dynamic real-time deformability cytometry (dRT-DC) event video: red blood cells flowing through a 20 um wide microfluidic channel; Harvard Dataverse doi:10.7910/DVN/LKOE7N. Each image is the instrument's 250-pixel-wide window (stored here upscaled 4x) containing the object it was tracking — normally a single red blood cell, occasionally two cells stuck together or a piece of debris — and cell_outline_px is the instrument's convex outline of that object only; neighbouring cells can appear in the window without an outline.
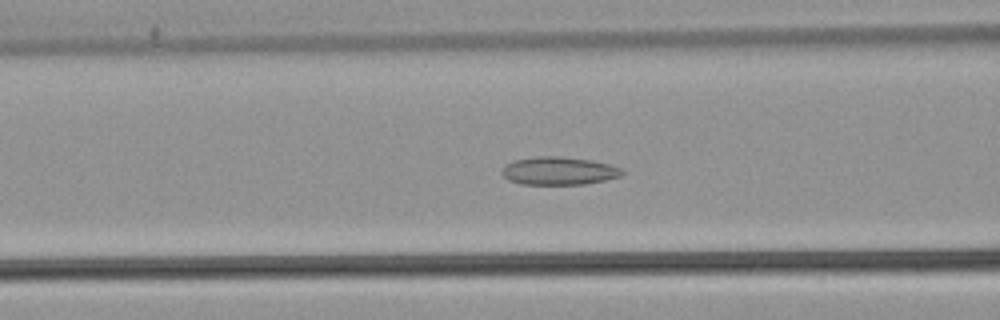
{"species": "common noctule bat (a hibernating species)", "species_latin": "Nyctalus noctula", "temperature_condition": "warm", "stored_images_in_passage": 52, "camera_frame_rate_fps": 3000, "um_per_image_px": 0.085, "animal": {"sex": "male", "body_mass_g": 21.5, "forearm_length_mm": 52.0}, "frame": {"image": 1, "passage_image": 21, "time_ms": 6.667, "image_size_px": [1000, 320], "cell_outline_px": [[624, 172], [620, 176], [604, 180], [584, 184], [520, 184], [508, 180], [500, 172], [504, 164], [512, 160], [536, 156], [556, 156], [592, 160], [612, 164], [620, 168]], "centroid_in_image_um": [47.45, 14.51], "position_along_channel_um": 119.1, "area_um2": 19.77}}
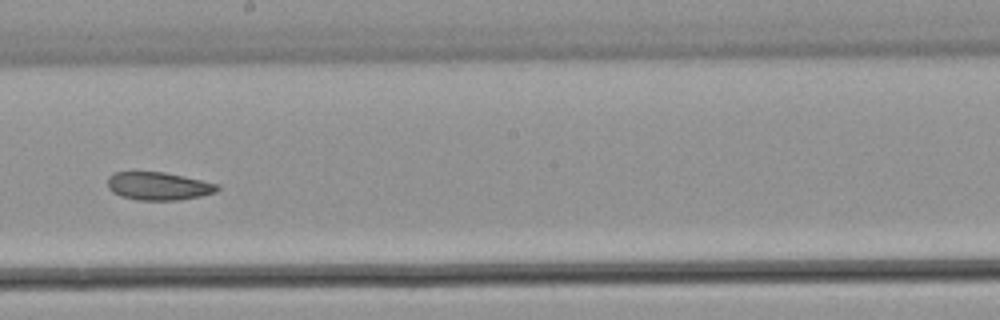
{"frame": {"image": 2, "passage_image": 30, "time_ms": 9.667, "image_size_px": [1000, 320], "cell_outline_px": [[220, 188], [216, 192], [200, 196], [180, 200], [136, 200], [120, 196], [112, 192], [108, 188], [108, 176], [112, 172], [164, 172], [184, 176], [220, 184]], "centroid_in_image_um": [13.47, 15.82], "position_along_channel_um": 234.7, "area_um2": 18.09}}
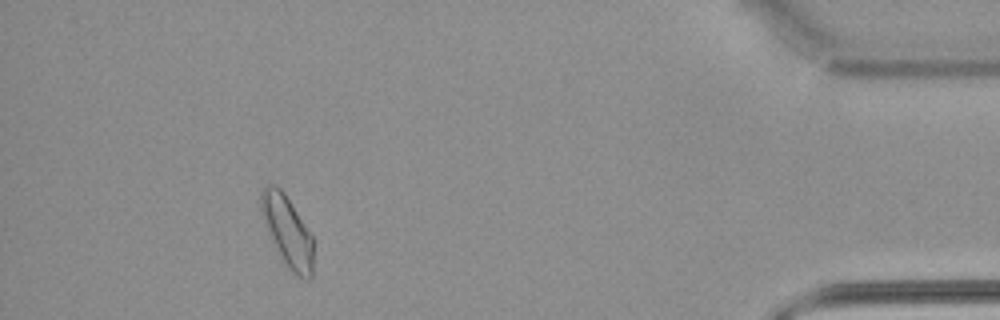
{"frame": {"image": 3, "passage_image": 48, "time_ms": 15.667, "image_size_px": [1000, 320], "cell_outline_px": [[312, 276], [308, 280], [292, 272], [288, 268], [280, 256], [268, 232], [260, 208], [260, 192], [268, 184], [272, 184], [280, 188], [284, 192], [312, 236]], "centroid_in_image_um": [24.41, 19.63], "position_along_channel_um": 410.8, "area_um2": 21.04}, "authors_computed_cell_mechanics": {"area_um2": 20.4034, "velocity_mm_per_s": 3.8683, "shape_relaxation_time_tau1_ms": null, "shape_relaxation_time_tau2_ms": 4.8959, "deformation_change_tau1": null, "deformation_change_tau2": 0.1073}}